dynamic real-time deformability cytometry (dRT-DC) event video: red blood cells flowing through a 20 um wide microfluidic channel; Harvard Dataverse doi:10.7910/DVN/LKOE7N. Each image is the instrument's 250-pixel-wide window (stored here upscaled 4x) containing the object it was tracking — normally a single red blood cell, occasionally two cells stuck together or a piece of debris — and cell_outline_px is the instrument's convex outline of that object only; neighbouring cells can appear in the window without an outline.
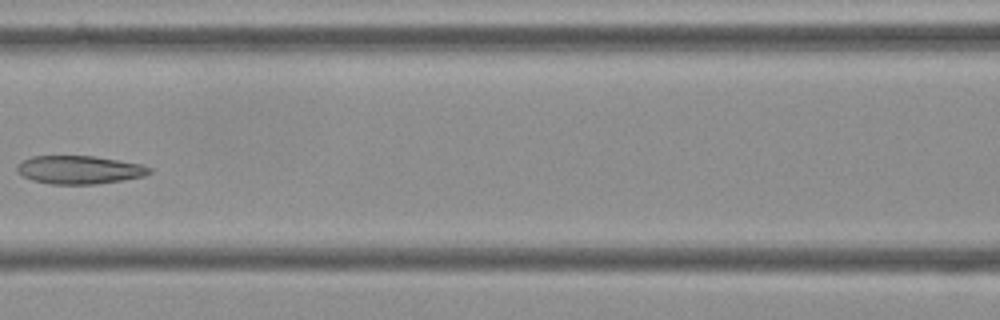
{"species": "Egyptian fruit bat (a non-hibernating species)", "species_latin": "Rousettus aegyptiacus", "temperature_condition": "cold", "stored_images_in_passage": 8, "camera_frame_rate_fps": 3000, "um_per_image_px": 0.085, "frame": {"image": 1, "passage_image": 7, "time_ms": 2.0, "image_size_px": [1000, 320], "cell_outline_px": [[152, 172], [144, 176], [96, 184], [52, 184], [32, 180], [16, 172], [16, 164], [20, 160], [32, 156], [92, 156], [140, 164], [152, 168]], "centroid_in_image_um": [6.69, 14.43], "position_along_channel_um": 159.9, "area_um2": 21.73}}
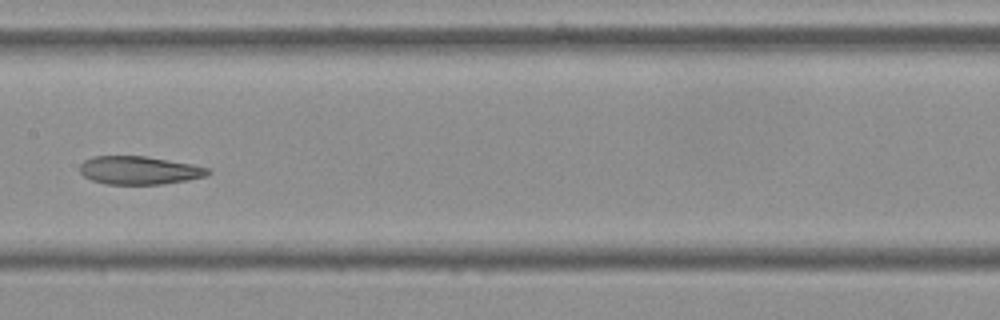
{"frame": {"image": 2, "passage_image": 8, "time_ms": 2.333, "image_size_px": [1000, 320], "cell_outline_px": [[212, 172], [204, 176], [188, 180], [164, 184], [104, 184], [92, 180], [84, 176], [80, 172], [80, 164], [84, 160], [92, 156], [148, 156], [192, 164], [208, 168]], "centroid_in_image_um": [11.82, 14.47], "position_along_channel_um": 195.6, "area_um2": 21.15}}